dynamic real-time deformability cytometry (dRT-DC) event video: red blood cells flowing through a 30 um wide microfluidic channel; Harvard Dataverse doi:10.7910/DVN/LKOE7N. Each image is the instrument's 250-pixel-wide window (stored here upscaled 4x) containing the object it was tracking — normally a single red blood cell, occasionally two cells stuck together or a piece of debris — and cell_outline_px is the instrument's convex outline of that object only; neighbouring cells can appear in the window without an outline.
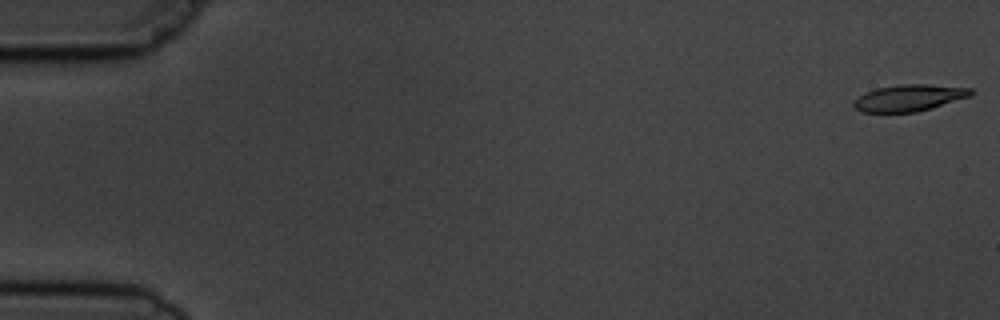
{"species": "common noctule bat (a hibernating species)", "species_latin": "Nyctalus noctula", "temperature_condition": "cold", "stored_images_in_passage": 5, "camera_frame_rate_fps": 3000, "um_per_image_px": 0.085, "animal": {"sex": "male", "body_mass_g": 19.5, "forearm_length_mm": 54.6}, "frame": {"image": 1, "passage_image": 1, "time_ms": 0.0, "image_size_px": [1000, 320], "cell_outline_px": [[976, 92], [972, 96], [932, 108], [916, 112], [860, 112], [852, 104], [860, 96], [876, 88], [900, 84], [928, 84], [972, 88]], "centroid_in_image_um": [77.36, 8.31], "position_along_channel_um": 7.6, "area_um2": 18.21}}